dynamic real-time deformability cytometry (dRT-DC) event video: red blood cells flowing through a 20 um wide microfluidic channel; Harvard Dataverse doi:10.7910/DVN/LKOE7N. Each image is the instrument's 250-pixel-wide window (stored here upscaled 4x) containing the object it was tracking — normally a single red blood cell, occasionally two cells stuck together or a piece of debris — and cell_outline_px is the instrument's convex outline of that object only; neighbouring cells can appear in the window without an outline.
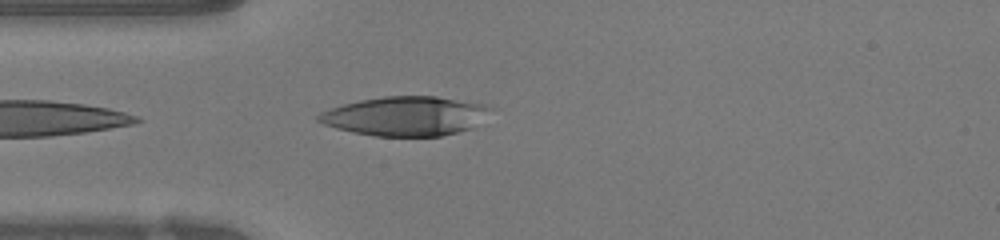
{"species": "human", "species_latin": "Homo sapiens", "temperature_condition": "warm", "stored_images_in_passage": 22, "camera_frame_rate_fps": 3000, "um_per_image_px": 0.085, "donor": {"sex": "female"}, "frame": {"image": 1, "passage_image": 1, "time_ms": 0.0, "image_size_px": [1000, 240], "cell_outline_px": [[484, 108], [472, 128], [440, 136], [376, 136], [352, 132], [336, 128], [324, 124], [316, 120], [316, 116], [320, 112], [344, 104], [360, 100], [384, 96], [436, 96], [484, 104]], "centroid_in_image_um": [34.3, 9.87], "position_along_channel_um": 50.7, "area_um2": 38.32}}
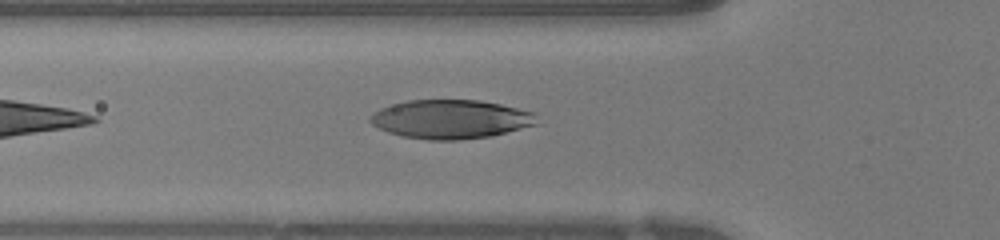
{"frame": {"image": 2, "passage_image": 4, "time_ms": 1.0, "image_size_px": [1000, 240], "cell_outline_px": [[536, 124], [488, 136], [456, 140], [428, 140], [400, 136], [388, 132], [372, 124], [368, 120], [368, 116], [380, 108], [408, 100], [480, 100], [500, 104], [532, 112]], "centroid_in_image_um": [38.21, 10.13], "position_along_channel_um": 87.6, "area_um2": 37.28}}
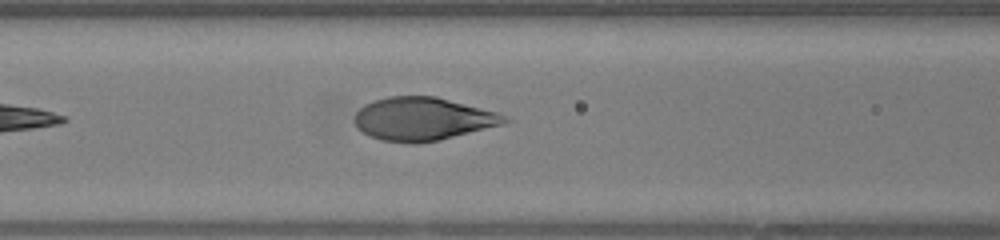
{"frame": {"image": 3, "passage_image": 7, "time_ms": 2.0, "image_size_px": [1000, 240], "cell_outline_px": [[512, 120], [504, 124], [440, 140], [416, 144], [408, 144], [384, 140], [372, 136], [364, 132], [352, 120], [356, 112], [364, 104], [372, 100], [388, 96], [436, 96], [496, 112]], "centroid_in_image_um": [35.93, 10.1], "position_along_channel_um": 130.7, "area_um2": 37.69}}